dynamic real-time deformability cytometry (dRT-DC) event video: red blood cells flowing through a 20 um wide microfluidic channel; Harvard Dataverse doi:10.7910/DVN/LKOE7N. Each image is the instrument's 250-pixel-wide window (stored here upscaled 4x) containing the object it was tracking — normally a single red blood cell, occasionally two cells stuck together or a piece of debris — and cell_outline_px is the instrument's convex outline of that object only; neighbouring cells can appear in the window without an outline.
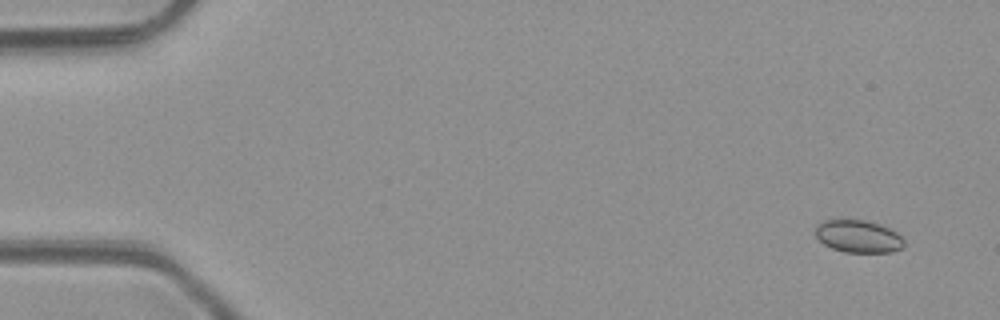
{"species": "common noctule bat (a hibernating species)", "species_latin": "Nyctalus noctula", "temperature_condition": "room temperature", "stored_images_in_passage": 7, "camera_frame_rate_fps": 3000, "um_per_image_px": 0.085, "animal": {"sex": "male", "body_mass_g": 23.1, "forearm_length_mm": 52.7}, "frame": {"image": 1, "passage_image": 1, "time_ms": 0.0, "image_size_px": [1000, 320], "cell_outline_px": [[904, 244], [900, 248], [892, 252], [844, 252], [832, 248], [824, 244], [816, 236], [816, 224], [824, 220], [836, 216], [844, 216], [864, 220], [880, 224], [896, 232], [904, 240]], "centroid_in_image_um": [72.89, 20.03], "position_along_channel_um": 12.1, "area_um2": 17.34}}
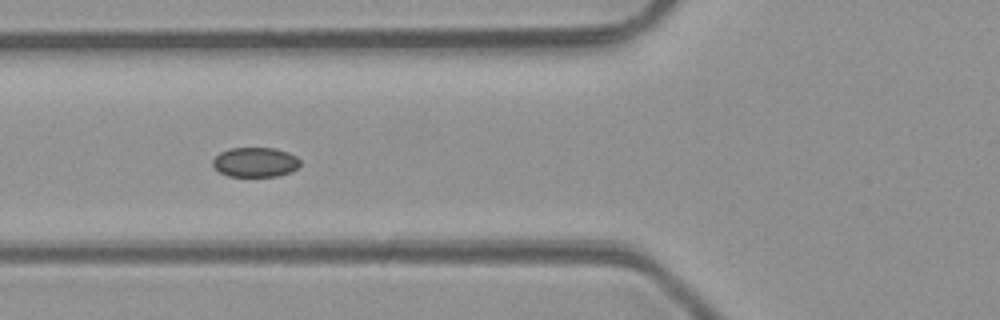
{"frame": {"image": 2, "passage_image": 6, "time_ms": 5.333, "image_size_px": [1000, 320], "cell_outline_px": [[300, 164], [292, 172], [280, 176], [228, 176], [220, 172], [212, 164], [212, 160], [220, 152], [232, 148], [276, 148], [288, 152], [296, 156], [300, 160]], "centroid_in_image_um": [21.72, 13.78], "position_along_channel_um": 104.1, "area_um2": 15.14}}
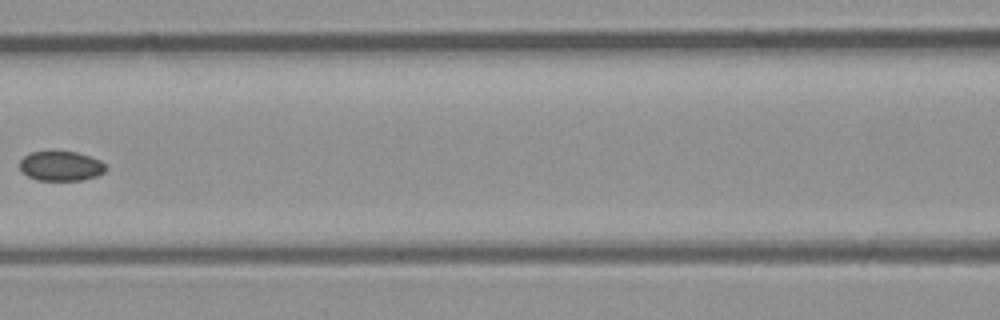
{"frame": {"image": 3, "passage_image": 7, "time_ms": 6.667, "image_size_px": [1000, 320], "cell_outline_px": [[108, 168], [104, 172], [96, 176], [84, 180], [36, 180], [28, 176], [20, 168], [20, 160], [24, 156], [32, 152], [76, 152], [100, 160]], "centroid_in_image_um": [5.19, 14.12], "position_along_channel_um": 161.4, "area_um2": 14.74}}